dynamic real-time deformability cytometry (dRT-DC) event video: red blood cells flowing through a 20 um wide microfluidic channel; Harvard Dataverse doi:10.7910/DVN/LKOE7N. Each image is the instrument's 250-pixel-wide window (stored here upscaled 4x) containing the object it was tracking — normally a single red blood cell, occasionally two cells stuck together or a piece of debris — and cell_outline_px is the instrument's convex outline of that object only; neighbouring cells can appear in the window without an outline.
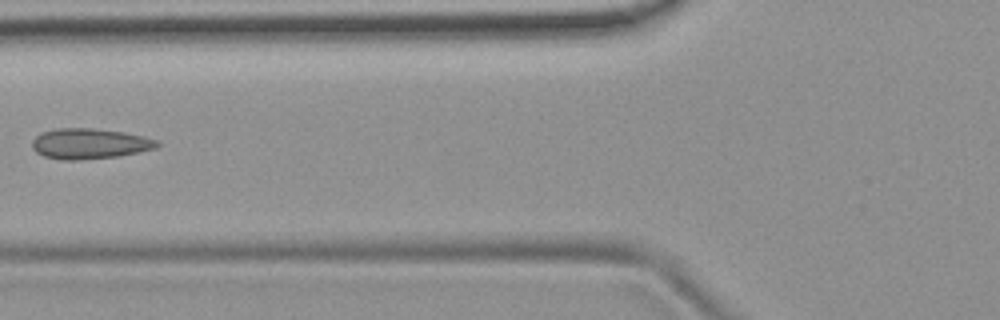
{"species": "common noctule bat (a hibernating species)", "species_latin": "Nyctalus noctula", "temperature_condition": "room temperature", "stored_images_in_passage": 6, "camera_frame_rate_fps": 3000, "um_per_image_px": 0.085, "animal": {"sex": "female", "body_mass_g": 19.9}, "frame": {"image": 1, "passage_image": 5, "time_ms": 5.0, "image_size_px": [1000, 320], "cell_outline_px": [[160, 144], [156, 148], [140, 152], [120, 156], [76, 160], [64, 160], [44, 156], [36, 152], [32, 148], [32, 140], [40, 132], [56, 128], [92, 128], [124, 132], [144, 136], [160, 140]], "centroid_in_image_um": [7.63, 12.2], "position_along_channel_um": 118.2, "area_um2": 22.43}}
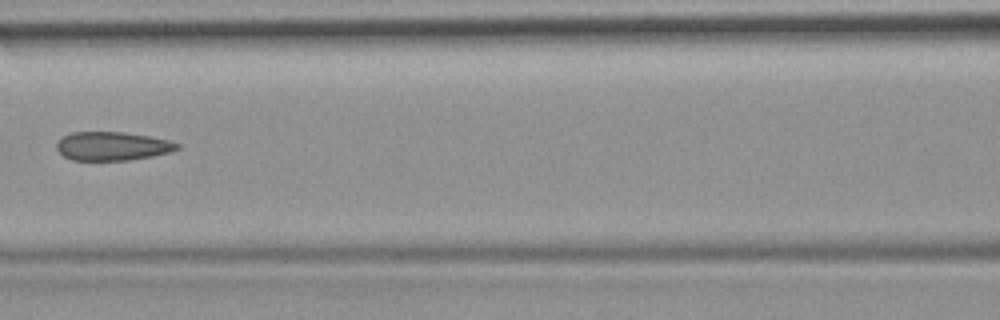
{"frame": {"image": 2, "passage_image": 6, "time_ms": 6.0, "image_size_px": [1000, 320], "cell_outline_px": [[180, 148], [168, 152], [152, 156], [128, 160], [72, 160], [64, 156], [56, 148], [56, 144], [64, 136], [72, 132], [124, 132], [148, 136], [168, 140], [180, 144]], "centroid_in_image_um": [9.55, 12.42], "position_along_channel_um": 157.1, "area_um2": 19.94}}